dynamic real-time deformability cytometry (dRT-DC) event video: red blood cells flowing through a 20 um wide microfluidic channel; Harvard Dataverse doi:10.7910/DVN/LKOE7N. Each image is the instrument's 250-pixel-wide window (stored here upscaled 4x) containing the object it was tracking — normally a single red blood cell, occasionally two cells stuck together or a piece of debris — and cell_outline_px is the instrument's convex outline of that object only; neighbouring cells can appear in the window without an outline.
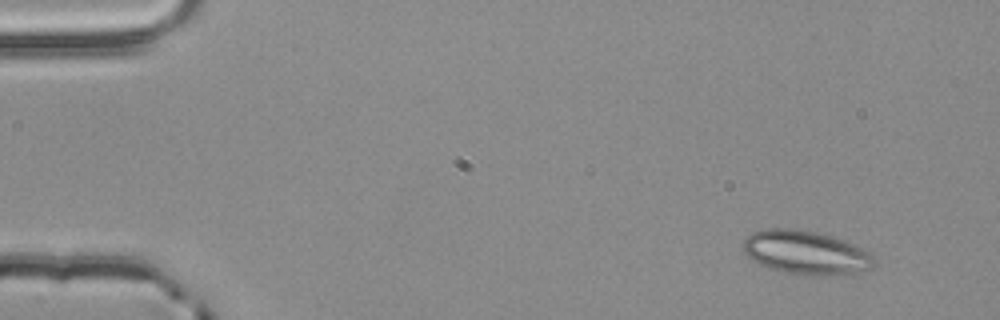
{"species": "common noctule bat (a hibernating species)", "species_latin": "Nyctalus noctula", "temperature_condition": "room temperature", "stored_images_in_passage": 4, "segment_of_instrument_passage": [1, 2], "camera_frame_rate_fps": 3000, "um_per_image_px": 0.085, "animal": {"sex": "male", "body_mass_g": 20.4}, "frame": {"image": 1, "passage_image": 1, "time_ms": 0.0, "image_size_px": [1000, 320], "cell_outline_px": [[876, 264], [872, 268], [864, 272], [824, 276], [812, 276], [784, 272], [756, 264], [744, 252], [744, 240], [752, 232], [764, 228], [792, 228], [816, 232], [832, 236], [844, 240], [872, 252], [876, 260]], "centroid_in_image_um": [68.55, 21.48], "position_along_channel_um": 16.5, "area_um2": 33.99}}